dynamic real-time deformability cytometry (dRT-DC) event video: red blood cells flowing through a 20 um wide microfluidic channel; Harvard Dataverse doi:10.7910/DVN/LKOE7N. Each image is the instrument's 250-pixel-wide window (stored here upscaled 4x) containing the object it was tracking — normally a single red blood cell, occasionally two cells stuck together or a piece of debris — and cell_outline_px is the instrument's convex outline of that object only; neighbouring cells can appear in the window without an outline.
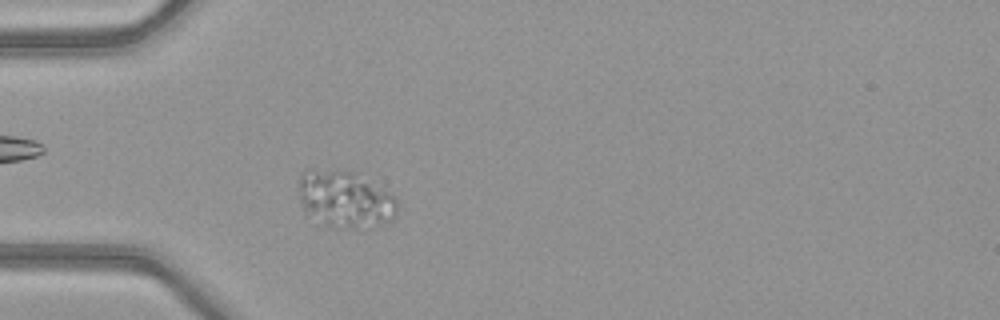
{"species": "common noctule bat (a hibernating species)", "species_latin": "Nyctalus noctula", "temperature_condition": "warm", "stored_images_in_passage": 43, "camera_frame_rate_fps": 3000, "um_per_image_px": 0.085, "animal": {"sex": "female", "body_mass_g": 21.9}, "frame": {"image": 1, "passage_image": 7, "time_ms": 2.0, "image_size_px": [1000, 320], "cell_outline_px": [[396, 212], [392, 220], [384, 224], [364, 232], [336, 228], [324, 224], [304, 216], [300, 204], [300, 176], [304, 168], [336, 168], [356, 172], [388, 192], [396, 200]], "centroid_in_image_um": [29.29, 16.97], "position_along_channel_um": 55.7, "area_um2": 34.22}}
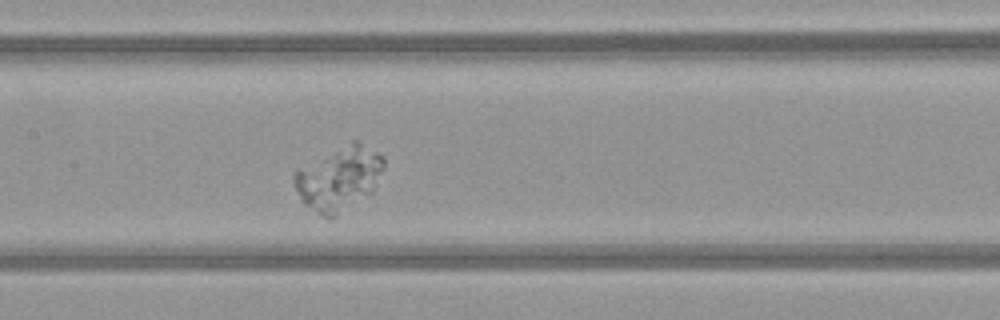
{"frame": {"image": 2, "passage_image": 17, "time_ms": 5.333, "image_size_px": [1000, 320], "cell_outline_px": [[384, 168], [372, 192], [336, 216], [328, 220], [304, 204], [300, 200], [292, 180], [292, 176], [296, 172], [352, 140], [356, 140], [384, 156]], "centroid_in_image_um": [28.83, 15.2], "position_along_channel_um": 178.6, "area_um2": 32.71}}
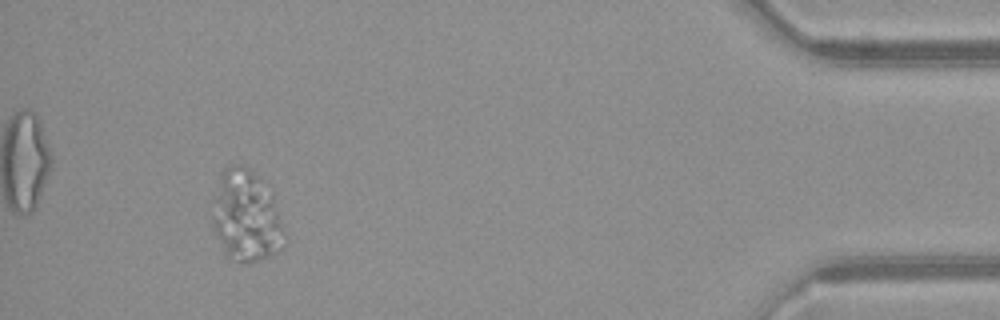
{"frame": {"image": 3, "passage_image": 40, "time_ms": 13.0, "image_size_px": [1000, 320], "cell_outline_px": [[284, 244], [280, 248], [268, 256], [248, 264], [228, 260], [212, 228], [212, 196], [224, 172], [228, 168], [236, 164], [244, 164], [256, 176], [272, 196], [284, 228]], "centroid_in_image_um": [20.87, 18.44], "position_along_channel_um": 414.3, "area_um2": 38.03}}